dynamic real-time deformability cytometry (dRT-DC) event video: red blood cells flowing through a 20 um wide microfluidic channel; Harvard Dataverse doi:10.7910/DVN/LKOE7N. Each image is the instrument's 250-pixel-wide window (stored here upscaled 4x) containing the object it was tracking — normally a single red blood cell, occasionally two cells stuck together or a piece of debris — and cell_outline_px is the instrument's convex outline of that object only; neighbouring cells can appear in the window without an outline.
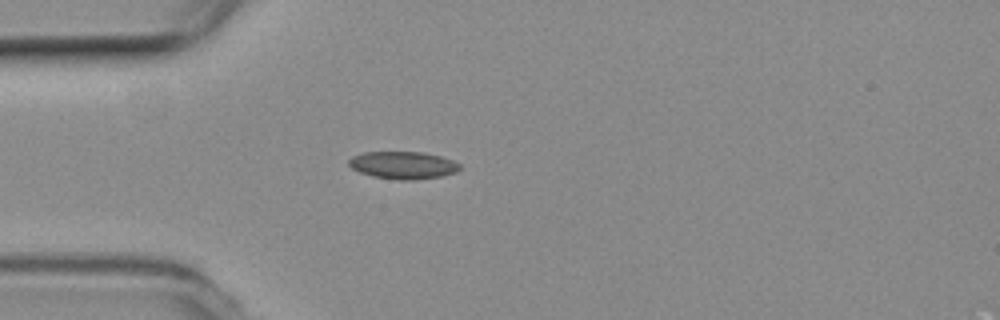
{"species": "common noctule bat (a hibernating species)", "species_latin": "Nyctalus noctula", "temperature_condition": "room temperature", "stored_images_in_passage": 40, "camera_frame_rate_fps": 3000, "um_per_image_px": 0.085, "animal": {"sex": "female", "body_mass_g": 19.3, "forearm_length_mm": 54.1}, "frame": {"image": 1, "passage_image": 1, "time_ms": 0.0, "image_size_px": [1000, 320], "cell_outline_px": [[460, 168], [456, 172], [440, 176], [416, 180], [400, 180], [372, 176], [360, 172], [352, 168], [348, 164], [348, 160], [352, 156], [364, 152], [424, 152], [440, 156], [452, 160], [460, 164]], "centroid_in_image_um": [34.25, 14.04], "position_along_channel_um": 50.8, "area_um2": 17.74}}
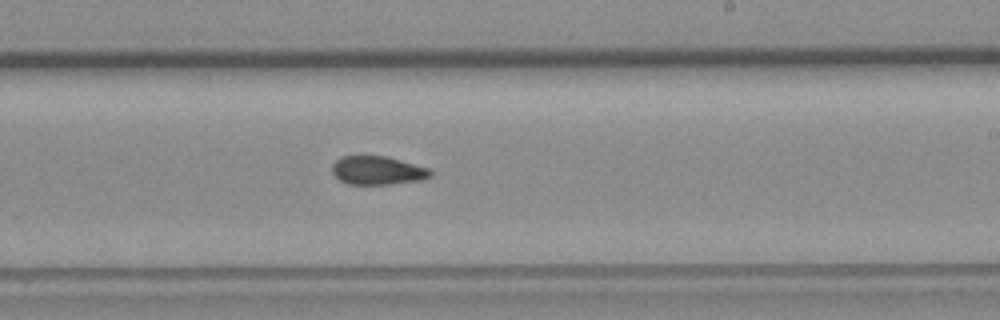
{"frame": {"image": 2, "passage_image": 18, "time_ms": 5.667, "image_size_px": [1000, 320], "cell_outline_px": [[432, 176], [420, 180], [388, 184], [348, 184], [340, 180], [332, 172], [332, 164], [336, 160], [344, 156], [388, 156], [428, 168], [432, 172]], "centroid_in_image_um": [32.09, 14.48], "position_along_channel_um": 256.9, "area_um2": 16.24}}
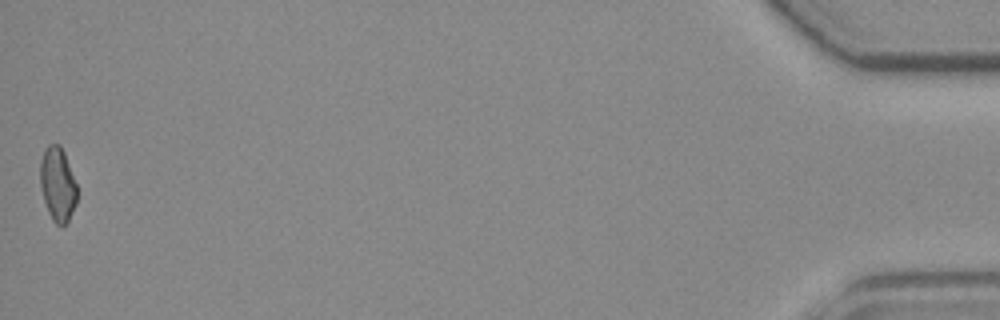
{"frame": {"image": 3, "passage_image": 40, "time_ms": 13.0, "image_size_px": [1000, 320], "cell_outline_px": [[76, 204], [68, 220], [64, 224], [56, 224], [52, 220], [48, 212], [40, 188], [40, 160], [44, 148], [48, 144], [60, 144], [64, 152], [76, 184]], "centroid_in_image_um": [4.87, 15.63], "position_along_channel_um": 430.3, "area_um2": 15.84}, "authors_computed_cell_mechanics": {"area_um2": 16.5886, "velocity_mm_per_s": 3.7907, "shape_relaxation_time_tau1_ms": null, "shape_relaxation_time_tau2_ms": 5.3404, "deformation_change_tau1": null, "deformation_change_tau2": 0.0808}}